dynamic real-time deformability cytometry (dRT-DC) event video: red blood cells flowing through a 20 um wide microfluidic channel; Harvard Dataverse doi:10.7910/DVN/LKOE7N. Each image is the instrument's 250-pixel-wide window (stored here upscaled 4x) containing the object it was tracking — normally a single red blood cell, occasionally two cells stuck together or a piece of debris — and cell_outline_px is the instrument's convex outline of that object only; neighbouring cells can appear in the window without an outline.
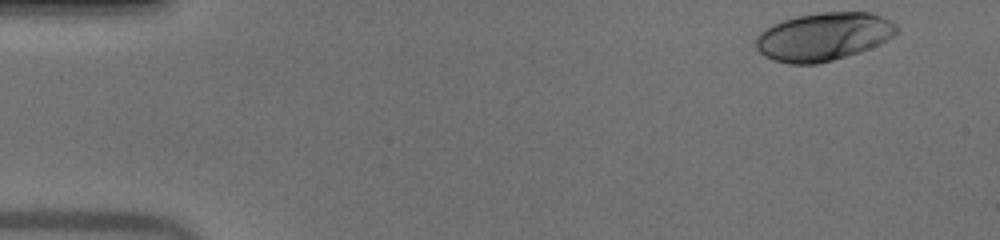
{"species": "human", "species_latin": "Homo sapiens", "temperature_condition": "warm", "stored_images_in_passage": 41, "camera_frame_rate_fps": 3000, "um_per_image_px": 0.085, "donor": {"sex": "male"}, "frame": {"image": 1, "passage_image": 1, "time_ms": 0.0, "image_size_px": [1000, 240], "cell_outline_px": [[900, 28], [892, 36], [868, 48], [832, 60], [816, 64], [788, 64], [764, 56], [756, 48], [756, 36], [760, 32], [772, 24], [796, 16], [820, 12], [868, 12], [880, 16], [896, 24]], "centroid_in_image_um": [69.95, 3.1], "position_along_channel_um": 15.1, "area_um2": 38.96}}
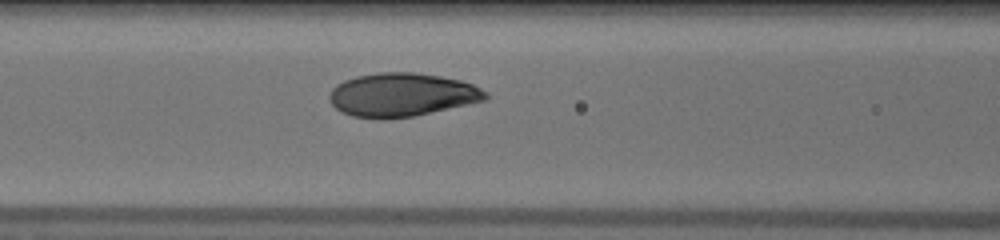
{"frame": {"image": 2, "passage_image": 19, "time_ms": 6.0, "image_size_px": [1000, 240], "cell_outline_px": [[488, 100], [412, 116], [352, 116], [336, 108], [332, 104], [328, 96], [332, 88], [336, 84], [344, 80], [356, 76], [380, 72], [416, 72], [440, 76], [460, 80], [472, 84], [488, 92]], "centroid_in_image_um": [34.19, 8.01], "position_along_channel_um": 132.4, "area_um2": 38.9}}
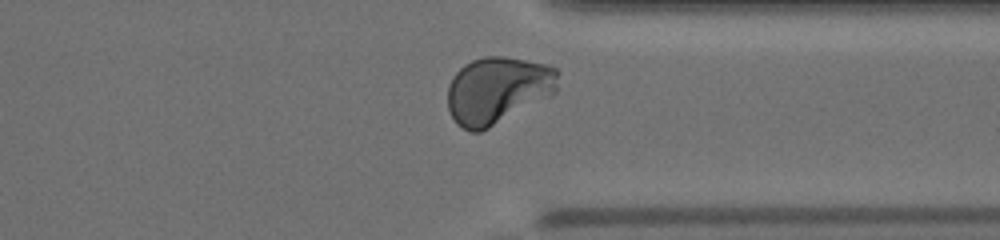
{"frame": {"image": 3, "passage_image": 37, "time_ms": 12.0, "image_size_px": [1000, 240], "cell_outline_px": [[560, 72], [556, 92], [552, 96], [480, 132], [468, 132], [456, 124], [448, 108], [448, 84], [452, 76], [464, 64], [472, 60], [484, 56], [504, 56], [548, 64], [556, 68]], "centroid_in_image_um": [42.32, 7.66], "position_along_channel_um": 369.1, "area_um2": 43.64}, "authors_computed_cell_mechanics": {"area_um2": 39.1884, "velocity_mm_per_s": 3.9632, "shape_relaxation_time_tau1_ms": 2.9185, "shape_relaxation_time_tau2_ms": null, "deformation_change_tau1": 0.1777, "deformation_change_tau2": null}}